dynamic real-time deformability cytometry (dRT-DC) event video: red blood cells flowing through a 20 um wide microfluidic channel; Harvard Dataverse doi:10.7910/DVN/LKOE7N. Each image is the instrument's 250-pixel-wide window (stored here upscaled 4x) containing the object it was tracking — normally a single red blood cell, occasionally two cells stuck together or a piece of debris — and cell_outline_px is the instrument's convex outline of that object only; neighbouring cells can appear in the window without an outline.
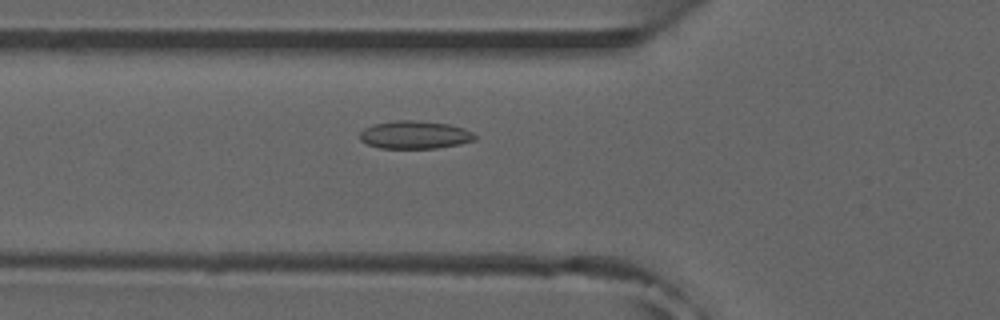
{"species": "common noctule bat (a hibernating species)", "species_latin": "Nyctalus noctula", "temperature_condition": "room temperature", "stored_images_in_passage": 41, "camera_frame_rate_fps": 3000, "um_per_image_px": 0.085, "animal": {"sex": "male", "forearm_length_mm": 52.5}, "frame": {"image": 1, "passage_image": 7, "time_ms": 2.0, "image_size_px": [1000, 320], "cell_outline_px": [[476, 140], [460, 144], [436, 148], [380, 148], [368, 144], [360, 140], [360, 132], [364, 128], [372, 124], [396, 120], [412, 120], [448, 124], [464, 128], [472, 132], [476, 136]], "centroid_in_image_um": [35.25, 11.46], "position_along_channel_um": 90.5, "area_um2": 18.73}, "authors_computed_cell_mechanics": {"area_um2": 17.34, "velocity_mm_per_s": 3.8839, "shape_relaxation_time_tau1_ms": 9.4422, "shape_relaxation_time_tau2_ms": 2.0516, "deformation_change_tau1": 0.1191, "deformation_change_tau2": 0.0635}}